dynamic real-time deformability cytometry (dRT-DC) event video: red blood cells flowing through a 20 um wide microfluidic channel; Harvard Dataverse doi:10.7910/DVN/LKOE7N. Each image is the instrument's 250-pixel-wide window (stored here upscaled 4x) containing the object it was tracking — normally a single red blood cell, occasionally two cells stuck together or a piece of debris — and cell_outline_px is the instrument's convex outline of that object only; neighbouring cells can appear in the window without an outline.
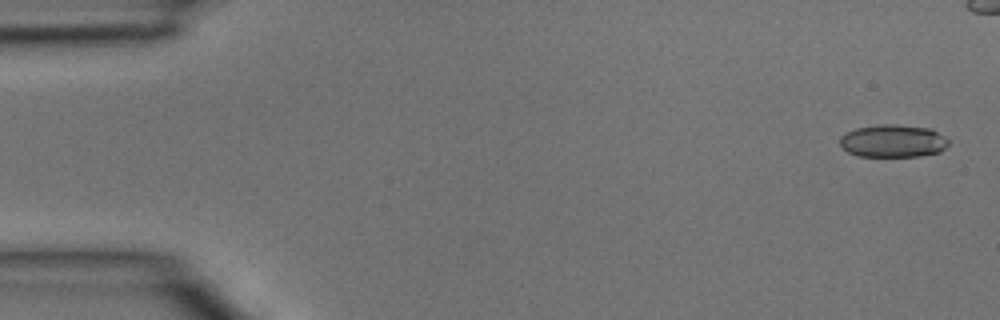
{"species": "common noctule bat (a hibernating species)", "species_latin": "Nyctalus noctula", "temperature_condition": "room temperature", "stored_images_in_passage": 5, "segment_of_instrument_passage": [2, 2], "camera_frame_rate_fps": 3000, "um_per_image_px": 0.085, "animal": {"sex": "male", "body_mass_g": 15.6}, "frame": {"image": 1, "passage_image": 5, "time_ms": 1.333, "image_size_px": [1000, 320], "cell_outline_px": [[948, 144], [940, 152], [920, 156], [860, 156], [848, 152], [840, 144], [840, 136], [856, 128], [884, 124], [892, 124], [928, 128], [944, 136], [948, 140]], "centroid_in_image_um": [75.9, 11.99], "position_along_channel_um": 9.1, "area_um2": 20.4}}